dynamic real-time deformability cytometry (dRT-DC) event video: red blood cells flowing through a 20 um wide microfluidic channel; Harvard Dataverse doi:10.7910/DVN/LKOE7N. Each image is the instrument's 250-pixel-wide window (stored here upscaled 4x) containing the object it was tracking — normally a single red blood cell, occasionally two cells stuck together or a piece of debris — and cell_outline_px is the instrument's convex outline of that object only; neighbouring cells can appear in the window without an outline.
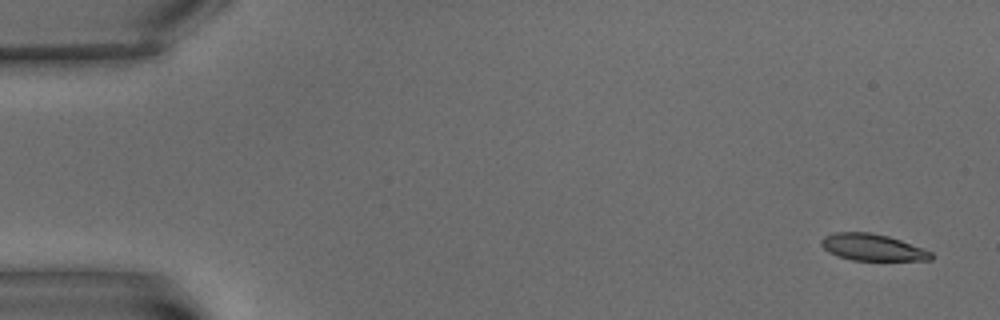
{"species": "common noctule bat (a hibernating species)", "species_latin": "Nyctalus noctula", "temperature_condition": "warm", "stored_images_in_passage": 7, "camera_frame_rate_fps": 3000, "um_per_image_px": 0.085, "animal": {"sex": "male", "body_mass_g": 15.6}, "frame": {"image": 1, "passage_image": 1, "time_ms": 0.0, "image_size_px": [1000, 320], "cell_outline_px": [[932, 260], [852, 260], [828, 252], [820, 244], [820, 240], [824, 236], [836, 232], [868, 232], [888, 236], [900, 240], [932, 252]], "centroid_in_image_um": [74.13, 21.02], "position_along_channel_um": 10.9, "area_um2": 16.88}}
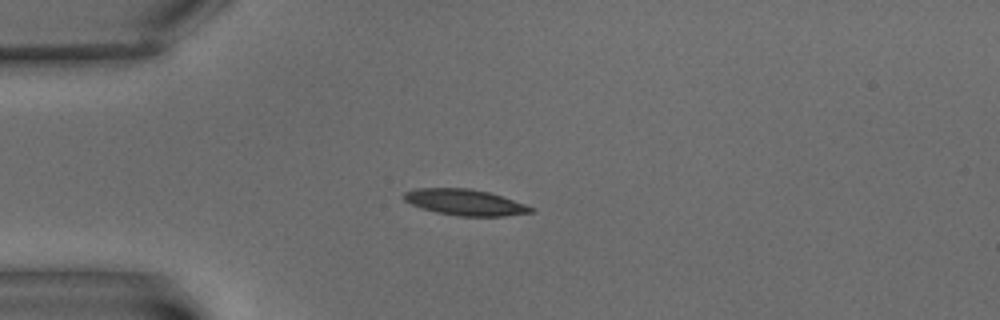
{"frame": {"image": 2, "passage_image": 5, "time_ms": 5.0, "image_size_px": [1000, 320], "cell_outline_px": [[536, 212], [504, 216], [456, 216], [436, 212], [412, 204], [404, 200], [404, 192], [416, 188], [468, 188], [488, 192], [536, 208]], "centroid_in_image_um": [39.55, 17.2], "position_along_channel_um": 45.5, "area_um2": 19.13}}
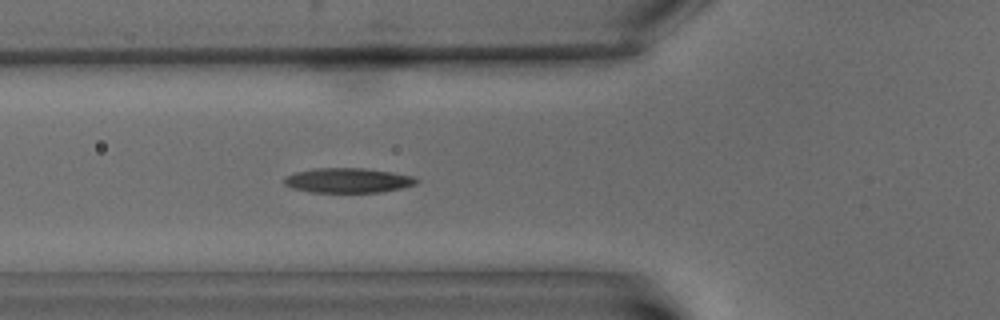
{"frame": {"image": 3, "passage_image": 7, "time_ms": 7.333, "image_size_px": [1000, 320], "cell_outline_px": [[420, 180], [416, 184], [400, 188], [380, 192], [312, 192], [292, 188], [284, 184], [284, 176], [296, 172], [312, 168], [364, 168], [392, 172], [416, 176]], "centroid_in_image_um": [29.59, 15.32], "position_along_channel_um": 96.2, "area_um2": 19.19}}